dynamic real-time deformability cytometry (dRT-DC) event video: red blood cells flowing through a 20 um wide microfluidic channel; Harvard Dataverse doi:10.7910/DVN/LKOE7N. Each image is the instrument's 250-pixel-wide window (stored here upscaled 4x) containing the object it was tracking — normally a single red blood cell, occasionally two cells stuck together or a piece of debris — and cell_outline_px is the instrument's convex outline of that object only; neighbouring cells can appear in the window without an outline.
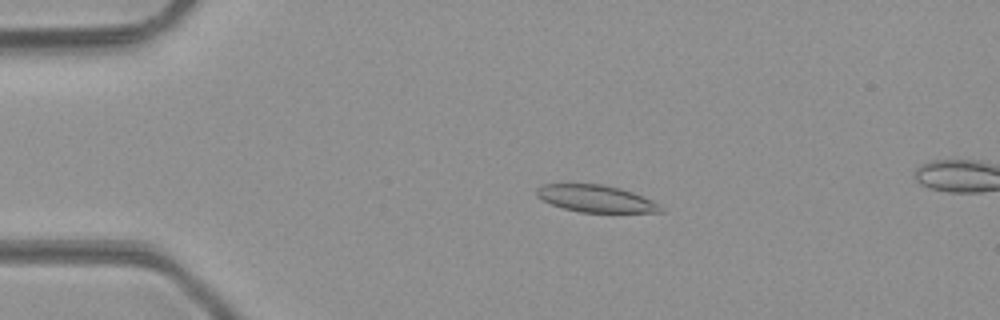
{"species": "common noctule bat (a hibernating species)", "species_latin": "Nyctalus noctula", "temperature_condition": "room temperature", "stored_images_in_passage": 49, "camera_frame_rate_fps": 3000, "um_per_image_px": 0.085, "animal": {"sex": "male", "body_mass_g": 23.1, "forearm_length_mm": 52.7}, "frame": {"image": 1, "passage_image": 10, "time_ms": 3.0, "image_size_px": [1000, 320], "cell_outline_px": [[664, 212], [580, 212], [564, 208], [552, 204], [536, 196], [536, 188], [540, 184], [600, 184], [620, 188], [632, 192], [652, 200], [664, 208]], "centroid_in_image_um": [50.64, 16.88], "position_along_channel_um": 34.4, "area_um2": 19.42}}
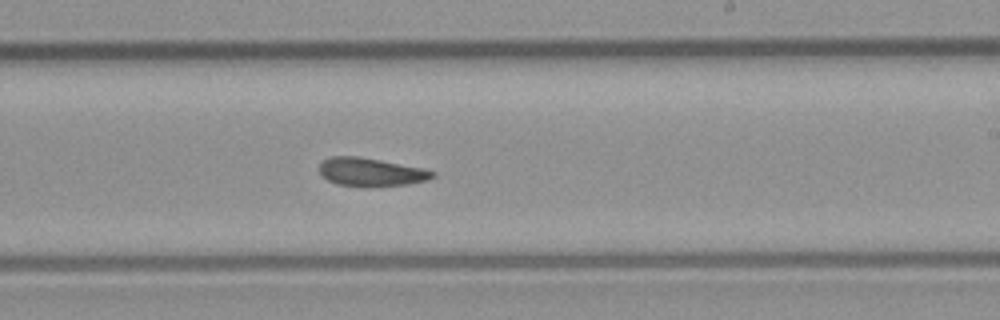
{"frame": {"image": 2, "passage_image": 29, "time_ms": 9.333, "image_size_px": [1000, 320], "cell_outline_px": [[436, 176], [428, 180], [408, 184], [368, 188], [336, 184], [328, 180], [320, 172], [320, 164], [324, 160], [332, 156], [356, 156], [380, 160], [424, 168], [436, 172]], "centroid_in_image_um": [31.57, 14.64], "position_along_channel_um": 257.4, "area_um2": 18.9}}
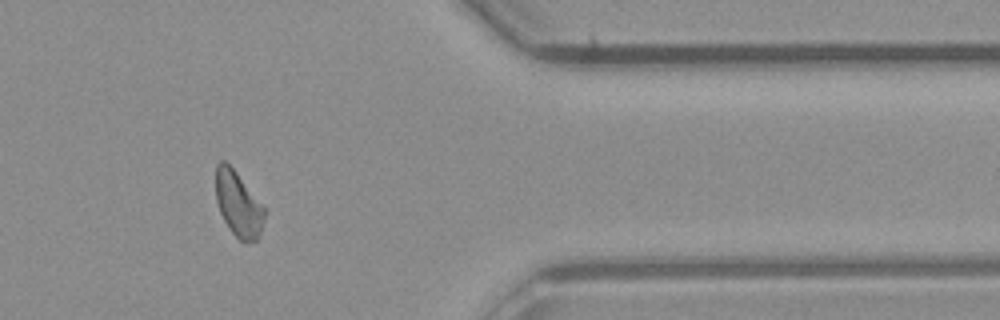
{"frame": {"image": 3, "passage_image": 40, "time_ms": 13.0, "image_size_px": [1000, 320], "cell_outline_px": [[264, 216], [260, 232], [256, 240], [248, 244], [244, 244], [228, 228], [220, 212], [216, 200], [216, 164], [220, 160], [224, 160], [236, 172], [264, 208]], "centroid_in_image_um": [20.22, 17.37], "position_along_channel_um": 391.2, "area_um2": 18.15}, "authors_computed_cell_mechanics": {"area_um2": 19.1896, "velocity_mm_per_s": 4.2414, "shape_relaxation_time_tau1_ms": null, "shape_relaxation_time_tau2_ms": 5.4764, "deformation_change_tau1": null, "deformation_change_tau2": 0.1389}}